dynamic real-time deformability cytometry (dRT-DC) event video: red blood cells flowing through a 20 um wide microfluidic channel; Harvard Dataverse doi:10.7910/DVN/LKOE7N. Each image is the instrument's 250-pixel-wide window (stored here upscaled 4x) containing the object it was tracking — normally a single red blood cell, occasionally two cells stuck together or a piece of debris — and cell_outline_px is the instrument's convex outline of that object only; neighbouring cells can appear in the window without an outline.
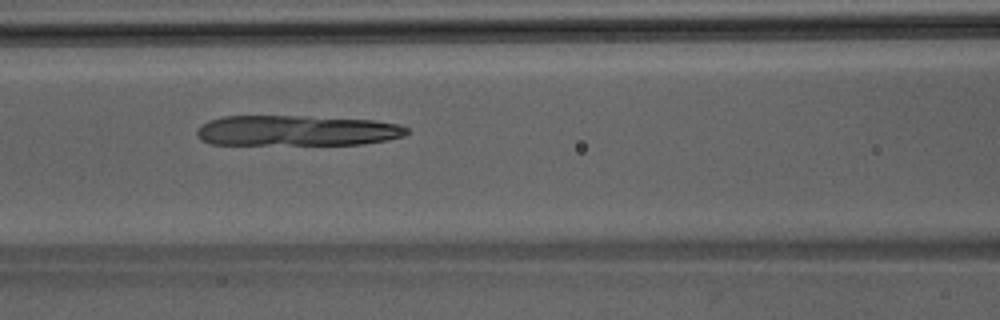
{"species": "Egyptian fruit bat (a non-hibernating species)", "species_latin": "Rousettus aegyptiacus", "temperature_condition": "room temperature", "stored_images_in_passage": 44, "camera_frame_rate_fps": 3000, "um_per_image_px": 0.085, "animal": {"sex": "male"}, "frame": {"image": 1, "passage_image": 17, "time_ms": 5.333, "image_size_px": [1000, 320], "cell_outline_px": [[408, 132], [404, 136], [388, 140], [364, 144], [208, 144], [200, 140], [196, 136], [196, 128], [200, 124], [208, 120], [220, 116], [308, 116], [376, 120], [400, 124], [408, 128]], "centroid_in_image_um": [25.19, 11.09], "position_along_channel_um": 141.4, "area_um2": 37.86}}
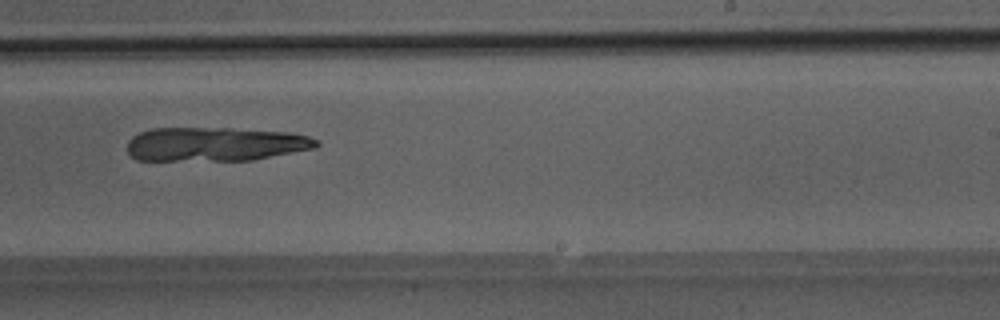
{"frame": {"image": 2, "passage_image": 26, "time_ms": 8.333, "image_size_px": [1000, 320], "cell_outline_px": [[320, 144], [316, 148], [252, 160], [136, 160], [128, 152], [128, 140], [132, 136], [140, 132], [152, 128], [232, 128], [288, 132], [308, 136], [320, 140]], "centroid_in_image_um": [18.31, 12.25], "position_along_channel_um": 270.7, "area_um2": 37.63}}
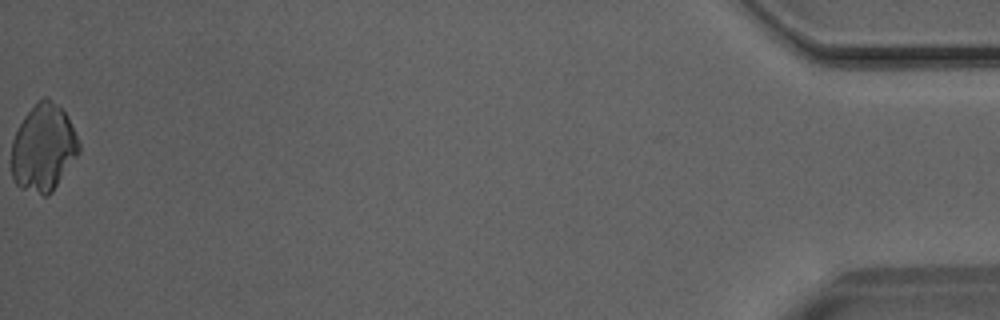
{"frame": {"image": 3, "passage_image": 44, "time_ms": 14.333, "image_size_px": [1000, 320], "cell_outline_px": [[80, 152], [52, 192], [48, 196], [44, 196], [20, 188], [16, 184], [12, 176], [12, 140], [24, 116], [44, 96], [48, 96], [60, 104], [80, 144]], "centroid_in_image_um": [3.69, 12.58], "position_along_channel_um": 431.5, "area_um2": 34.16}}